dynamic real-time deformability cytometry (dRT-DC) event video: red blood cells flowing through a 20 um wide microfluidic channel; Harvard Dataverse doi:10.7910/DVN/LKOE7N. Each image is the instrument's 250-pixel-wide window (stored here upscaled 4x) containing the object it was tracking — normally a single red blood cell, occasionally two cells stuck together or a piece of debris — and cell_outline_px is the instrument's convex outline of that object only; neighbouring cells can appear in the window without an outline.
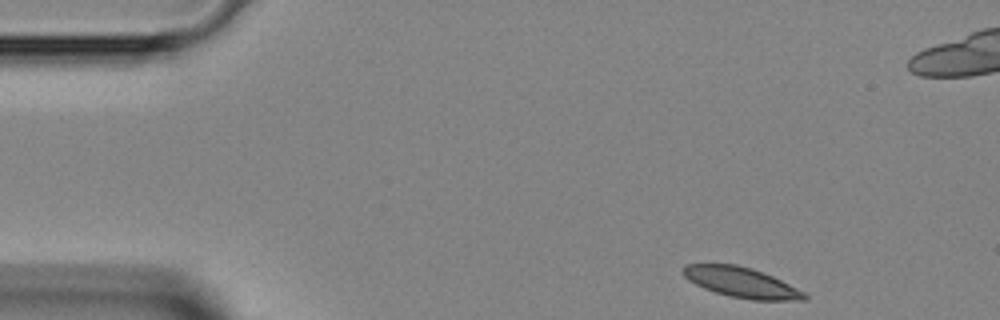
{"species": "Egyptian fruit bat (a non-hibernating species)", "species_latin": "Rousettus aegyptiacus", "temperature_condition": "room temperature", "stored_images_in_passage": 41, "camera_frame_rate_fps": 3000, "um_per_image_px": 0.085, "animal": {"sex": "female"}, "frame": {"image": 1, "passage_image": 1, "time_ms": 0.0, "image_size_px": [1000, 320], "cell_outline_px": [[808, 300], [752, 300], [728, 296], [704, 288], [688, 280], [684, 276], [680, 268], [684, 264], [736, 264], [752, 268], [772, 276], [804, 292], [808, 296]], "centroid_in_image_um": [62.98, 24.0], "position_along_channel_um": 22.0, "area_um2": 21.33}}
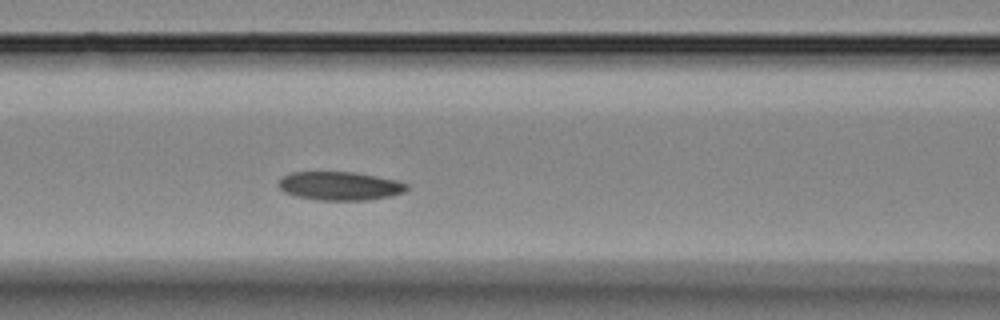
{"frame": {"image": 2, "passage_image": 14, "time_ms": 4.333, "image_size_px": [1000, 320], "cell_outline_px": [[408, 188], [404, 192], [388, 196], [368, 200], [320, 200], [296, 196], [284, 192], [276, 184], [284, 176], [292, 172], [352, 172], [396, 180], [408, 184]], "centroid_in_image_um": [28.86, 15.81], "position_along_channel_um": 137.7, "area_um2": 21.15}}
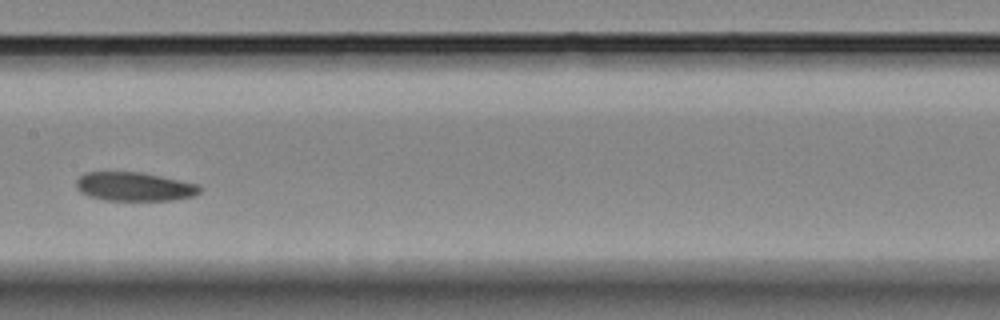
{"frame": {"image": 3, "passage_image": 18, "time_ms": 5.667, "image_size_px": [1000, 320], "cell_outline_px": [[200, 192], [192, 196], [172, 200], [104, 200], [88, 196], [80, 192], [76, 188], [76, 180], [84, 172], [140, 172], [200, 184]], "centroid_in_image_um": [11.39, 15.86], "position_along_channel_um": 196.0, "area_um2": 20.75}}